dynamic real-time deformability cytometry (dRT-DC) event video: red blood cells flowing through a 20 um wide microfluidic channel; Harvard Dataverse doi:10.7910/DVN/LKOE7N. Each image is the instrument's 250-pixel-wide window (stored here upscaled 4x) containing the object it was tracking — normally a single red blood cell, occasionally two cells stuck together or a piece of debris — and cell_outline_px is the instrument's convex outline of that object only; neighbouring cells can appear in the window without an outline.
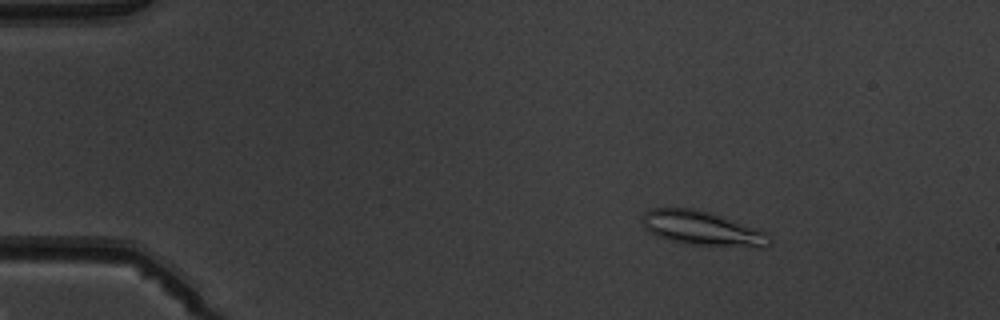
{"species": "common noctule bat (a hibernating species)", "species_latin": "Nyctalus noctula", "temperature_condition": "warm", "stored_images_in_passage": 5, "camera_frame_rate_fps": 3000, "um_per_image_px": 0.085, "animal": {"sex": "male", "body_mass_g": 19.5, "forearm_length_mm": 54.6}, "frame": {"image": 1, "passage_image": 2, "time_ms": 2.0, "image_size_px": [1000, 320], "cell_outline_px": [[772, 240], [768, 248], [756, 248], [684, 244], [668, 240], [648, 232], [644, 228], [644, 212], [652, 208], [696, 208], [712, 212], [724, 216], [764, 232]], "centroid_in_image_um": [59.72, 19.43], "position_along_channel_um": 25.3, "area_um2": 25.78}}
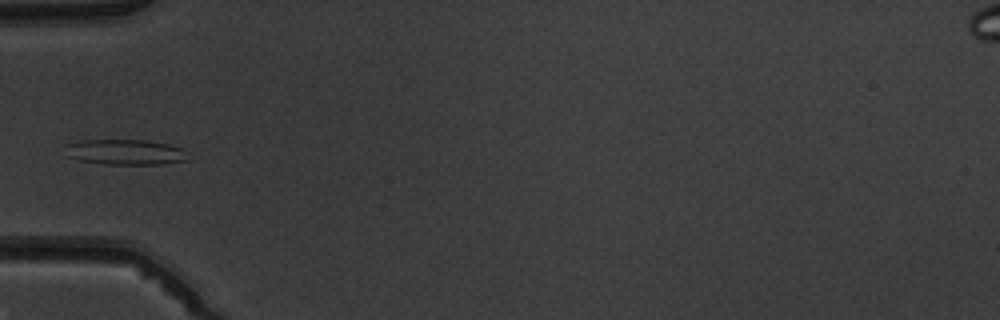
{"frame": {"image": 2, "passage_image": 5, "time_ms": 5.333, "image_size_px": [1000, 320], "cell_outline_px": [[192, 160], [164, 164], [104, 164], [80, 160], [64, 156], [64, 144], [84, 140], [144, 140], [168, 144], [180, 148]], "centroid_in_image_um": [10.61, 12.93], "position_along_channel_um": 74.4, "area_um2": 18.38}}